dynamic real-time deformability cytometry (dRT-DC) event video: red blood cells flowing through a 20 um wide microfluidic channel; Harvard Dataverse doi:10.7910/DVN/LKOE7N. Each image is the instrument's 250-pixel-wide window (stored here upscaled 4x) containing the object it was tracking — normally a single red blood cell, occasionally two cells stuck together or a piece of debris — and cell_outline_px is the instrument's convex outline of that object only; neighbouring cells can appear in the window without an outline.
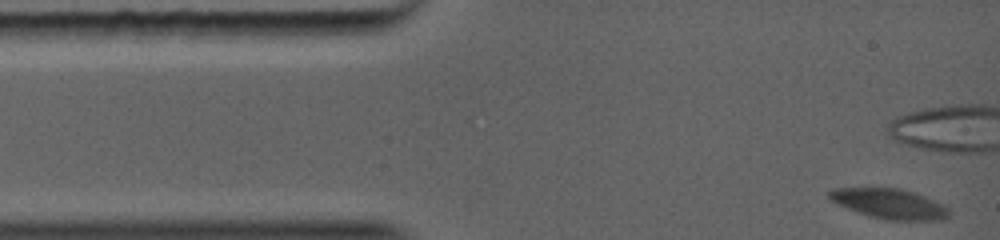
{"species": "common noctule bat (a hibernating species)", "species_latin": "Nyctalus noctula", "temperature_condition": "warm", "stored_images_in_passage": 28, "camera_frame_rate_fps": 5000, "um_per_image_px": 0.085, "animal": {"sex": "female", "body_mass_g": 19.0, "forearm_length_mm": 56.7}, "frame": {"image": 1, "passage_image": 1, "time_ms": 0.0, "image_size_px": [1000, 240], "cell_outline_px": [[948, 216], [940, 220], [888, 220], [868, 216], [848, 208], [832, 200], [828, 196], [828, 192], [832, 188], [900, 188], [916, 192], [944, 204], [948, 208]], "centroid_in_image_um": [75.64, 17.31], "position_along_channel_um": 9.4, "area_um2": 20.87}}
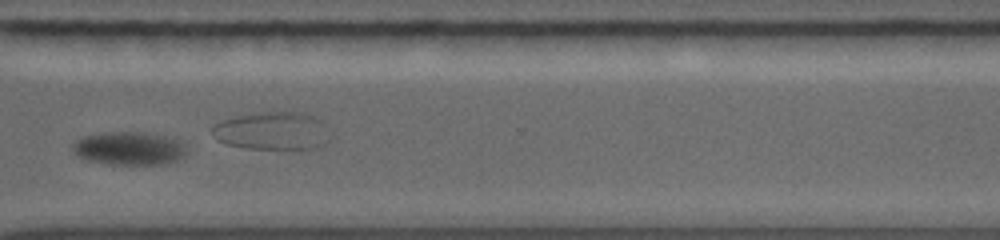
{"frame": {"image": 2, "passage_image": 16, "time_ms": 9.6, "image_size_px": [1000, 240], "cell_outline_px": [[184, 152], [176, 160], [164, 164], [108, 164], [88, 160], [80, 156], [76, 152], [76, 144], [84, 140], [104, 136], [120, 136], [156, 140], [172, 144], [180, 148]], "centroid_in_image_um": [10.86, 12.81], "position_along_channel_um": 359.7, "area_um2": 17.46}}
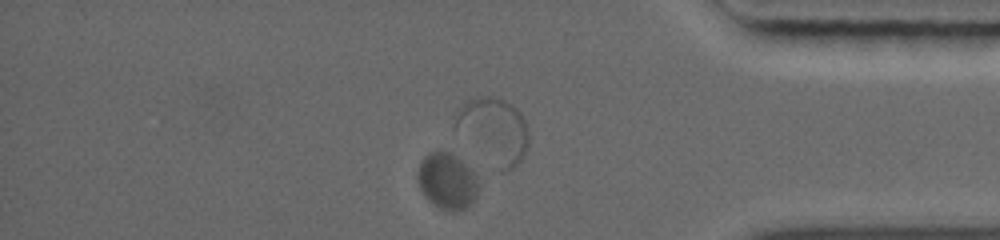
{"frame": {"image": 3, "passage_image": 20, "time_ms": 11.0, "image_size_px": [1000, 240], "cell_outline_px": [[476, 200], [464, 208], [444, 208], [436, 204], [424, 196], [420, 188], [420, 168], [424, 160], [428, 156], [444, 156], [460, 164], [472, 172], [476, 180]], "centroid_in_image_um": [38.02, 15.53], "position_along_channel_um": 397.2, "area_um2": 17.05}}